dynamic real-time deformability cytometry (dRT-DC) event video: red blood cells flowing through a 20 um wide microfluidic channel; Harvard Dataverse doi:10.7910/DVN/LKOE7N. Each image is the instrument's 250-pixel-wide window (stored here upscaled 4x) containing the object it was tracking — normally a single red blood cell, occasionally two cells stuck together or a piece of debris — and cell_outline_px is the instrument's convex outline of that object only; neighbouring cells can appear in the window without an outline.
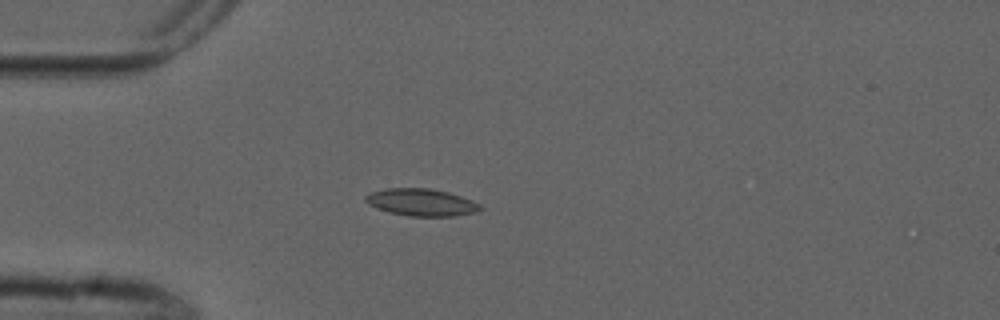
{"species": "common noctule bat (a hibernating species)", "species_latin": "Nyctalus noctula", "temperature_condition": "cold", "stored_images_in_passage": 2, "camera_frame_rate_fps": 3000, "um_per_image_px": 0.085, "animal": {"sex": "male", "forearm_length_mm": 52.5}, "frame": {"image": 1, "passage_image": 2, "time_ms": 2.0, "image_size_px": [1000, 320], "cell_outline_px": [[484, 208], [476, 212], [456, 216], [408, 216], [388, 212], [376, 208], [368, 204], [364, 200], [364, 196], [372, 192], [384, 188], [428, 188], [448, 192], [472, 200], [480, 204]], "centroid_in_image_um": [35.81, 17.2], "position_along_channel_um": 49.2, "area_um2": 18.32}}